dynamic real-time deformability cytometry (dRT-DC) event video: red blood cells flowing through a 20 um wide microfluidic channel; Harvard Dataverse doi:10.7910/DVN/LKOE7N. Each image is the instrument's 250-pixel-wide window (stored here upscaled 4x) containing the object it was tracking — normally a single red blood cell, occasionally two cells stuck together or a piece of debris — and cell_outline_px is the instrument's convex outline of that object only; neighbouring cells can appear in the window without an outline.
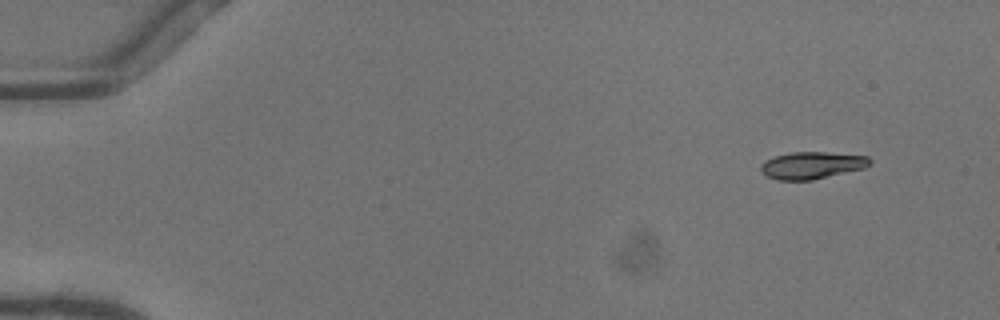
{"species": "common noctule bat (a hibernating species)", "species_latin": "Nyctalus noctula", "temperature_condition": "warm", "stored_images_in_passage": 48, "camera_frame_rate_fps": 3000, "um_per_image_px": 0.085, "animal": {"sex": "female"}, "frame": {"image": 1, "passage_image": 1, "time_ms": 0.0, "image_size_px": [1000, 320], "cell_outline_px": [[872, 164], [864, 168], [812, 180], [776, 180], [764, 176], [760, 172], [760, 164], [764, 160], [776, 156], [792, 152], [828, 152], [868, 156], [872, 160]], "centroid_in_image_um": [68.98, 14.05], "position_along_channel_um": 16.0, "area_um2": 17.46}}
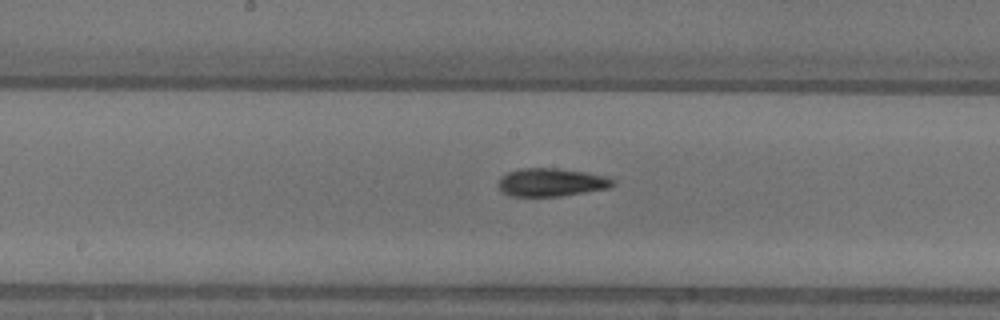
{"frame": {"image": 2, "passage_image": 24, "time_ms": 7.667, "image_size_px": [1000, 320], "cell_outline_px": [[616, 184], [608, 188], [560, 196], [512, 196], [500, 192], [496, 184], [500, 176], [508, 172], [520, 168], [560, 168], [608, 176], [616, 180]], "centroid_in_image_um": [46.83, 15.49], "position_along_channel_um": 201.4, "area_um2": 19.07}}
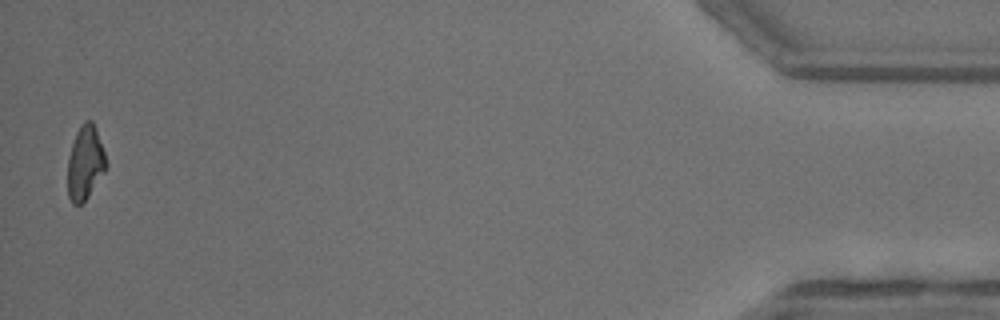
{"frame": {"image": 3, "passage_image": 47, "time_ms": 15.333, "image_size_px": [1000, 320], "cell_outline_px": [[108, 164], [104, 172], [88, 196], [80, 204], [72, 204], [68, 196], [68, 156], [76, 132], [80, 124], [84, 120], [92, 120], [96, 128]], "centroid_in_image_um": [7.23, 13.8], "position_along_channel_um": 428.0, "area_um2": 16.53}, "authors_computed_cell_mechanics": {"area_um2": 17.8891, "velocity_mm_per_s": 4.12, "shape_relaxation_time_tau1_ms": 6.4165, "shape_relaxation_time_tau2_ms": 2.8286, "deformation_change_tau1": 0.2197, "deformation_change_tau2": 0.0949}}